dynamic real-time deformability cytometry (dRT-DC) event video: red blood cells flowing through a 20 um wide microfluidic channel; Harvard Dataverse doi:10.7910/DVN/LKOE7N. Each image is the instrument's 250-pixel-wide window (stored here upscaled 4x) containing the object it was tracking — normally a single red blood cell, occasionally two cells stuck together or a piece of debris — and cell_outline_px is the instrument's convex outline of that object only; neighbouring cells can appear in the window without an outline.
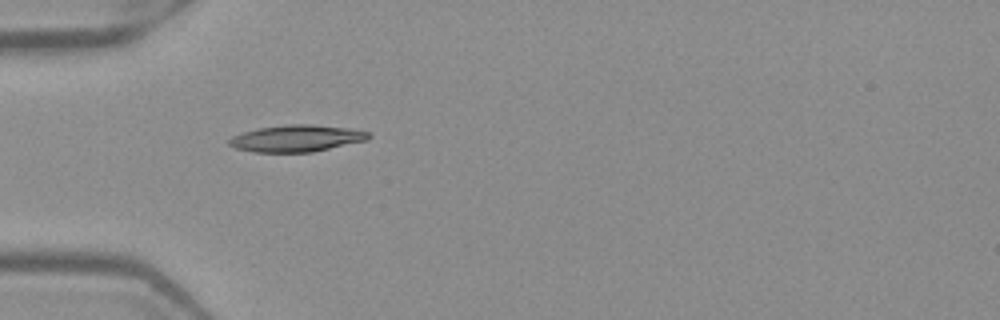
{"species": "Egyptian fruit bat (a non-hibernating species)", "species_latin": "Rousettus aegyptiacus", "temperature_condition": "warm", "stored_images_in_passage": 39, "camera_frame_rate_fps": 3000, "um_per_image_px": 0.085, "frame": {"image": 1, "passage_image": 4, "time_ms": 1.0, "image_size_px": [1000, 320], "cell_outline_px": [[372, 136], [368, 140], [312, 152], [252, 152], [236, 148], [228, 144], [228, 140], [232, 136], [244, 132], [260, 128], [288, 124], [312, 124], [348, 128], [372, 132]], "centroid_in_image_um": [25.25, 11.76], "position_along_channel_um": 59.8, "area_um2": 21.79}}
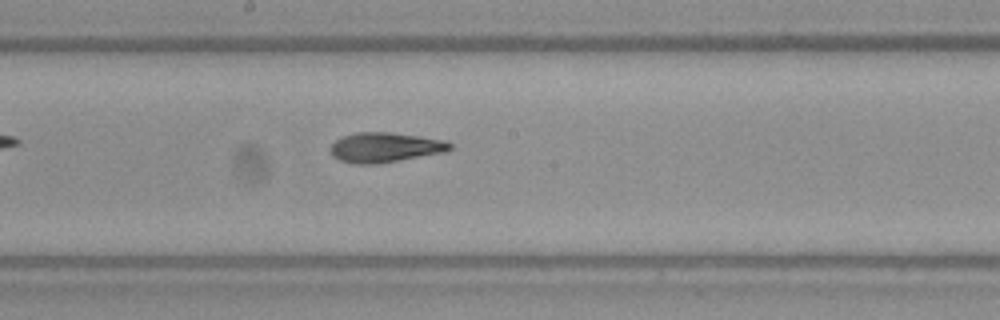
{"frame": {"image": 2, "passage_image": 16, "time_ms": 5.0, "image_size_px": [1000, 320], "cell_outline_px": [[452, 148], [444, 152], [376, 164], [356, 164], [340, 160], [332, 156], [328, 148], [336, 140], [344, 136], [356, 132], [388, 132], [420, 136], [444, 140], [452, 144]], "centroid_in_image_um": [32.69, 12.52], "position_along_channel_um": 215.5, "area_um2": 20.69}}
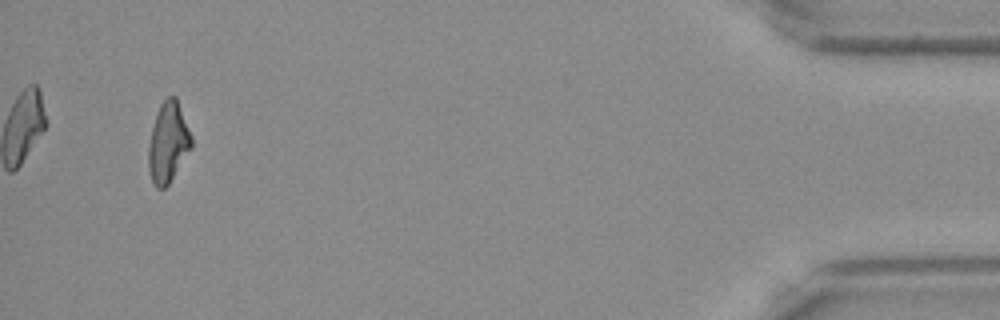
{"frame": {"image": 3, "passage_image": 37, "time_ms": 12.0, "image_size_px": [1000, 320], "cell_outline_px": [[192, 148], [168, 184], [164, 188], [156, 188], [152, 184], [148, 172], [148, 144], [156, 112], [160, 104], [168, 96], [176, 96], [192, 136]], "centroid_in_image_um": [14.28, 12.12], "position_along_channel_um": 420.9, "area_um2": 20.29}, "authors_computed_cell_mechanics": {"area_um2": 20.4034, "velocity_mm_per_s": 3.9929, "shape_relaxation_time_tau1_ms": 10.0224, "shape_relaxation_time_tau2_ms": 2.6263, "deformation_change_tau1": 0.257, "deformation_change_tau2": 0.0957}}